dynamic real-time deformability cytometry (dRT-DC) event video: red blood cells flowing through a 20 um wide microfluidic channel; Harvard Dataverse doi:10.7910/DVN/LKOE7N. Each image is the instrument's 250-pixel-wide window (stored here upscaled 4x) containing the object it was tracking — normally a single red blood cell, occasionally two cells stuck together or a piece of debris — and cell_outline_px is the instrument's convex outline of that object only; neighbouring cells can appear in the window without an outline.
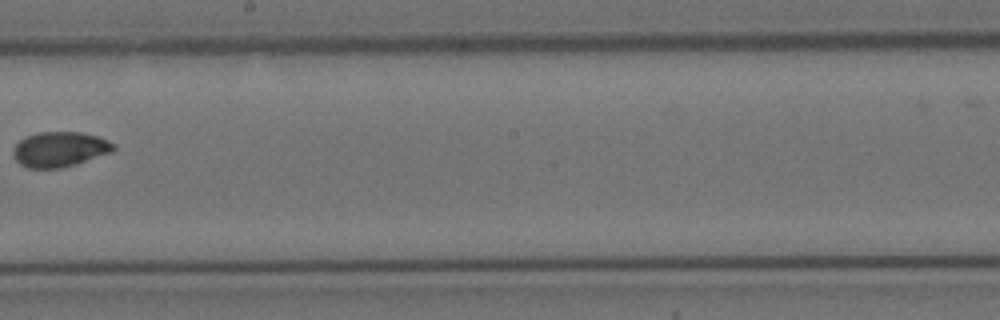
{"species": "Egyptian fruit bat (a non-hibernating species)", "species_latin": "Rousettus aegyptiacus", "temperature_condition": "cold", "stored_images_in_passage": 9, "camera_frame_rate_fps": 3000, "um_per_image_px": 0.085, "animal": {"sex": "female"}, "frame": {"image": 1, "passage_image": 9, "time_ms": 2.667, "image_size_px": [1000, 320], "cell_outline_px": [[116, 148], [112, 152], [76, 164], [60, 168], [28, 168], [20, 164], [12, 156], [12, 148], [20, 140], [36, 132], [80, 132], [96, 136], [116, 144]], "centroid_in_image_um": [5.06, 12.69], "position_along_channel_um": 243.1, "area_um2": 20.58}}